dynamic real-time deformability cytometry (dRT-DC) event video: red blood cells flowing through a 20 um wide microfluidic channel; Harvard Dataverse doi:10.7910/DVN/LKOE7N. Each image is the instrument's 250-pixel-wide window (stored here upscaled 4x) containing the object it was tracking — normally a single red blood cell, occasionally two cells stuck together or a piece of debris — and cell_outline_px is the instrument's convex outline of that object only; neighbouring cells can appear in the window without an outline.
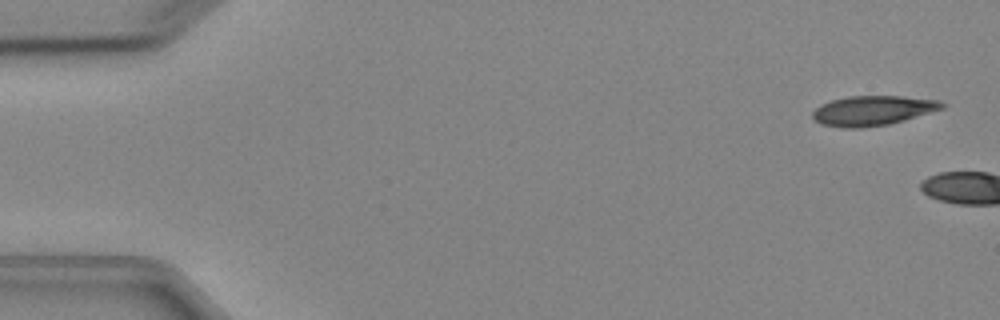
{"species": "Egyptian fruit bat (a non-hibernating species)", "species_latin": "Rousettus aegyptiacus", "temperature_condition": "cold", "stored_images_in_passage": 2, "camera_frame_rate_fps": 3000, "um_per_image_px": 0.085, "animal": {"sex": "female"}, "frame": {"image": 1, "passage_image": 1, "time_ms": 0.0, "image_size_px": [1000, 320], "cell_outline_px": [[948, 104], [944, 108], [904, 120], [888, 124], [860, 128], [844, 128], [820, 124], [812, 116], [812, 112], [820, 104], [832, 100], [848, 96], [904, 96], [940, 100]], "centroid_in_image_um": [74.2, 9.39], "position_along_channel_um": 10.8, "area_um2": 22.54}}